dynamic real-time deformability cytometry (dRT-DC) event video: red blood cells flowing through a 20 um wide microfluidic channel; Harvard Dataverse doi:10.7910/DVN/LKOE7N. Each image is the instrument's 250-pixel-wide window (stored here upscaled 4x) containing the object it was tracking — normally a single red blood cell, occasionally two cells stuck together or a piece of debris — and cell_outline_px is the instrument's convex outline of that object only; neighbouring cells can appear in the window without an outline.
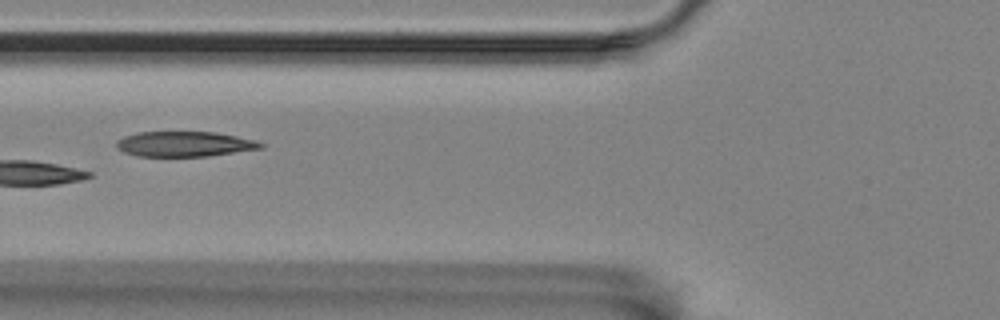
{"species": "Egyptian fruit bat (a non-hibernating species)", "species_latin": "Rousettus aegyptiacus", "temperature_condition": "room temperature", "stored_images_in_passage": 9, "camera_frame_rate_fps": 3000, "um_per_image_px": 0.085, "animal": {"sex": "female"}, "frame": {"image": 1, "passage_image": 6, "time_ms": 6.0, "image_size_px": [1000, 320], "cell_outline_px": [[264, 148], [208, 156], [136, 156], [124, 152], [116, 148], [116, 140], [124, 136], [136, 132], [216, 132], [256, 140], [264, 144]], "centroid_in_image_um": [15.67, 12.24], "position_along_channel_um": 110.1, "area_um2": 21.27}}
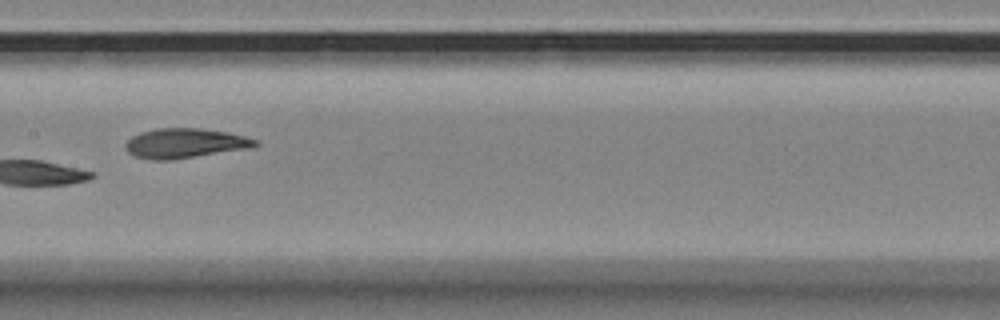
{"frame": {"image": 2, "passage_image": 8, "time_ms": 8.333, "image_size_px": [1000, 320], "cell_outline_px": [[260, 144], [252, 148], [172, 160], [148, 160], [132, 156], [124, 148], [124, 144], [132, 136], [140, 132], [156, 128], [200, 128], [228, 132], [244, 136], [256, 140]], "centroid_in_image_um": [15.69, 12.18], "position_along_channel_um": 191.7, "area_um2": 22.83}}